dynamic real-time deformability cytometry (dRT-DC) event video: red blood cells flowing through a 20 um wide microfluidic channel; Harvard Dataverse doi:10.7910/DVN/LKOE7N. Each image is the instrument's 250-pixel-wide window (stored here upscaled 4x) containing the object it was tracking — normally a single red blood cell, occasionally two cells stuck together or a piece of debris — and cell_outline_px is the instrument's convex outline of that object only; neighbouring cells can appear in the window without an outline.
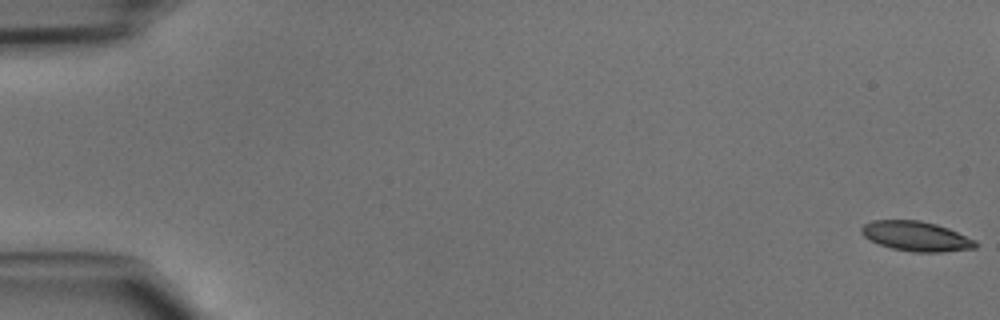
{"species": "common noctule bat (a hibernating species)", "species_latin": "Nyctalus noctula", "temperature_condition": "cold", "stored_images_in_passage": 48, "camera_frame_rate_fps": 3000, "um_per_image_px": 0.085, "animal": {"sex": "male", "body_mass_g": 15.6}, "frame": {"image": 1, "passage_image": 1, "time_ms": 0.0, "image_size_px": [1000, 320], "cell_outline_px": [[980, 244], [976, 248], [944, 252], [912, 252], [892, 248], [880, 244], [864, 236], [860, 232], [860, 228], [864, 224], [872, 220], [920, 220], [936, 224], [948, 228], [976, 240]], "centroid_in_image_um": [77.91, 20.08], "position_along_channel_um": 7.1, "area_um2": 19.88}}
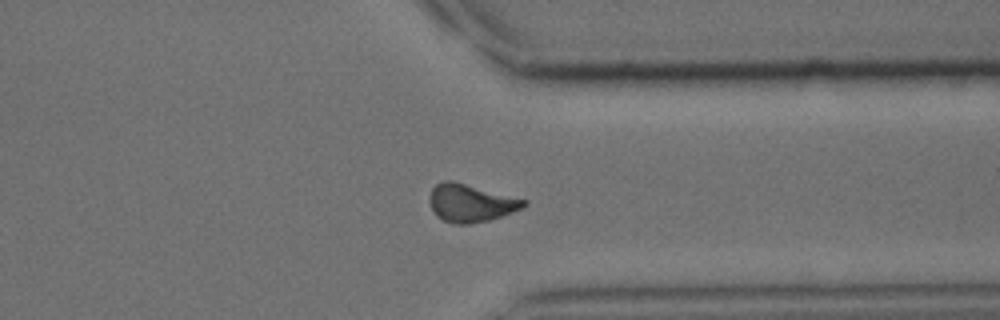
{"frame": {"image": 2, "passage_image": 37, "time_ms": 12.0, "image_size_px": [1000, 320], "cell_outline_px": [[528, 204], [512, 212], [488, 220], [468, 224], [452, 224], [436, 216], [432, 208], [432, 188], [436, 184], [444, 180], [452, 180], [528, 200]], "centroid_in_image_um": [40.03, 17.25], "position_along_channel_um": 371.4, "area_um2": 20.4}}
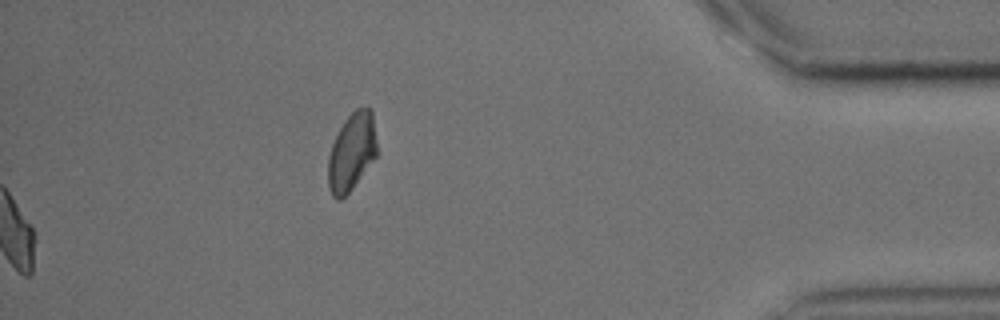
{"frame": {"image": 3, "passage_image": 48, "time_ms": 15.667, "image_size_px": [1000, 320], "cell_outline_px": [[376, 156], [352, 188], [340, 200], [336, 200], [332, 196], [328, 184], [328, 156], [332, 144], [344, 120], [356, 108], [368, 108], [372, 112], [376, 140]], "centroid_in_image_um": [29.87, 12.92], "position_along_channel_um": 405.3, "area_um2": 21.79}}